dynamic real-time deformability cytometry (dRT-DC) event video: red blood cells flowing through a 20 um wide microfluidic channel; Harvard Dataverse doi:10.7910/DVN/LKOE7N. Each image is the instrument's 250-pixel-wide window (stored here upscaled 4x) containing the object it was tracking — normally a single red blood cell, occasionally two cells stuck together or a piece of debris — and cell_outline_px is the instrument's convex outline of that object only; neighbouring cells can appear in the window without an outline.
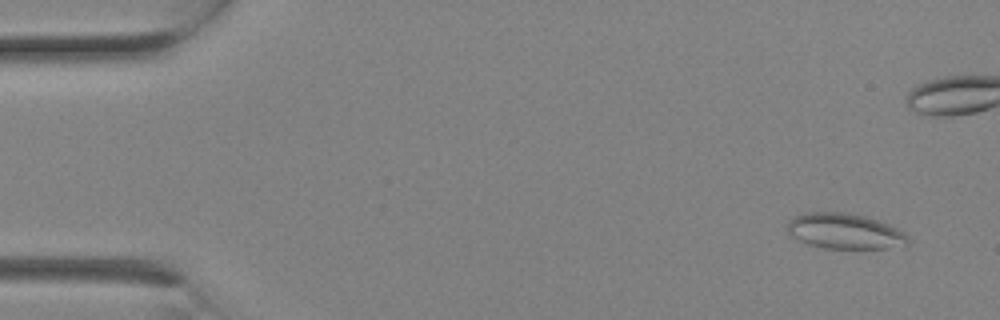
{"species": "Egyptian fruit bat (a non-hibernating species)", "species_latin": "Rousettus aegyptiacus", "temperature_condition": "room temperature", "stored_images_in_passage": 3, "camera_frame_rate_fps": 3000, "um_per_image_px": 0.085, "animal": {"sex": "female"}, "frame": {"image": 1, "passage_image": 1, "time_ms": 0.0, "image_size_px": [1000, 320], "cell_outline_px": [[908, 244], [884, 248], [824, 248], [808, 244], [788, 236], [788, 220], [804, 212], [848, 212], [880, 220], [904, 232], [908, 236]], "centroid_in_image_um": [71.77, 19.64], "position_along_channel_um": 13.2, "area_um2": 25.03}}